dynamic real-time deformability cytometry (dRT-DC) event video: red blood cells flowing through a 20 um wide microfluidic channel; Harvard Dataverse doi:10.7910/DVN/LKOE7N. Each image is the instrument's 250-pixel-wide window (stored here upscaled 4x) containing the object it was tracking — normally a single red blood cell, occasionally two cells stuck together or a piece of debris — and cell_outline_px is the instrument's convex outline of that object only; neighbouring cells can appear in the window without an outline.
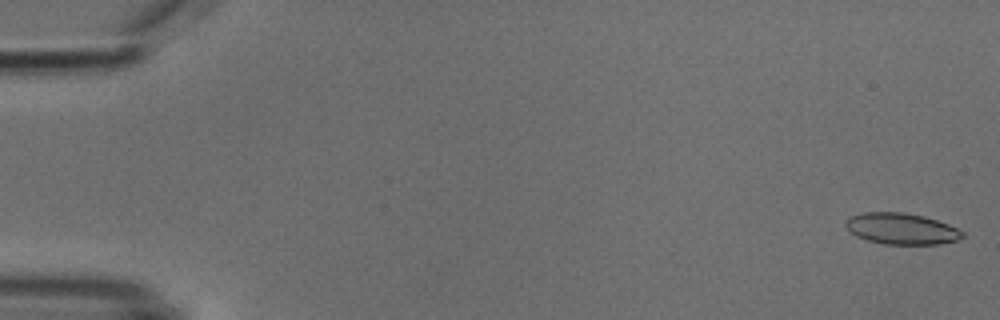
{"species": "common noctule bat (a hibernating species)", "species_latin": "Nyctalus noctula", "temperature_condition": "cold", "stored_images_in_passage": 53, "camera_frame_rate_fps": 3000, "um_per_image_px": 0.085, "animal": {"sex": "male", "body_mass_g": 18.8}, "frame": {"image": 1, "passage_image": 1, "time_ms": 0.0, "image_size_px": [1000, 320], "cell_outline_px": [[964, 236], [956, 240], [940, 244], [884, 244], [868, 240], [856, 236], [844, 224], [844, 220], [848, 216], [864, 212], [904, 212], [924, 216], [948, 224], [964, 232]], "centroid_in_image_um": [76.6, 19.43], "position_along_channel_um": 8.4, "area_um2": 21.27}}
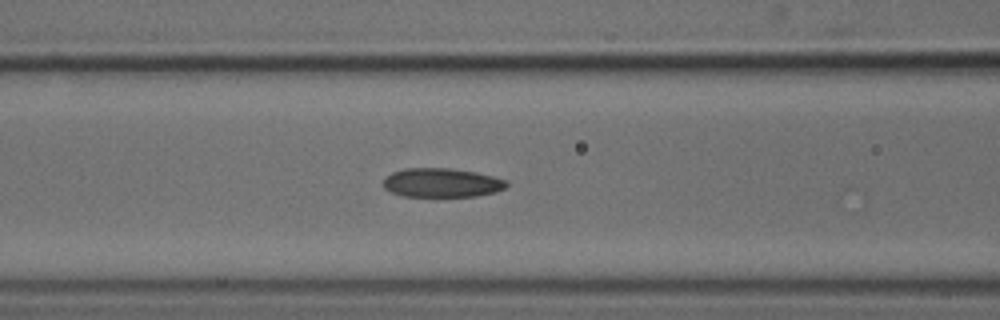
{"frame": {"image": 2, "passage_image": 22, "time_ms": 7.0, "image_size_px": [1000, 320], "cell_outline_px": [[508, 188], [496, 192], [476, 196], [400, 196], [384, 188], [384, 180], [392, 172], [404, 168], [448, 168], [476, 172], [508, 180]], "centroid_in_image_um": [37.59, 15.53], "position_along_channel_um": 129.0, "area_um2": 20.92}}
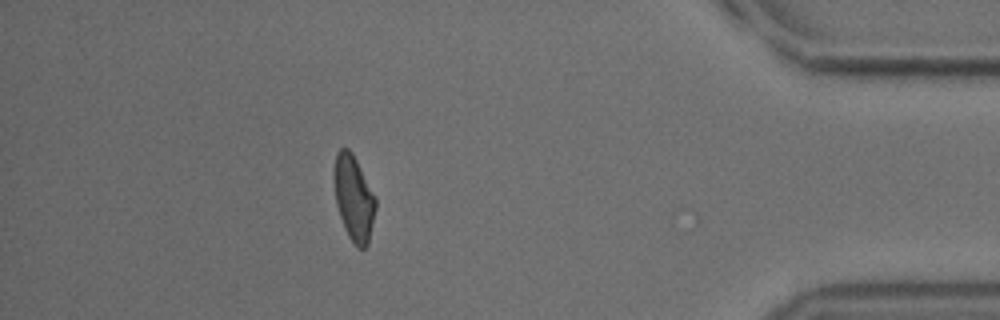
{"frame": {"image": 3, "passage_image": 47, "time_ms": 15.333, "image_size_px": [1000, 320], "cell_outline_px": [[376, 208], [368, 244], [364, 248], [356, 248], [348, 236], [340, 216], [336, 204], [336, 152], [340, 148], [348, 148], [352, 152], [376, 196]], "centroid_in_image_um": [30.11, 16.88], "position_along_channel_um": 405.1, "area_um2": 20.23}, "authors_computed_cell_mechanics": {"area_um2": 21.2704, "velocity_mm_per_s": 3.8228, "shape_relaxation_time_tau1_ms": 8.6327, "shape_relaxation_time_tau2_ms": 2.4426, "deformation_change_tau1": 0.1758, "deformation_change_tau2": 0.0884}}